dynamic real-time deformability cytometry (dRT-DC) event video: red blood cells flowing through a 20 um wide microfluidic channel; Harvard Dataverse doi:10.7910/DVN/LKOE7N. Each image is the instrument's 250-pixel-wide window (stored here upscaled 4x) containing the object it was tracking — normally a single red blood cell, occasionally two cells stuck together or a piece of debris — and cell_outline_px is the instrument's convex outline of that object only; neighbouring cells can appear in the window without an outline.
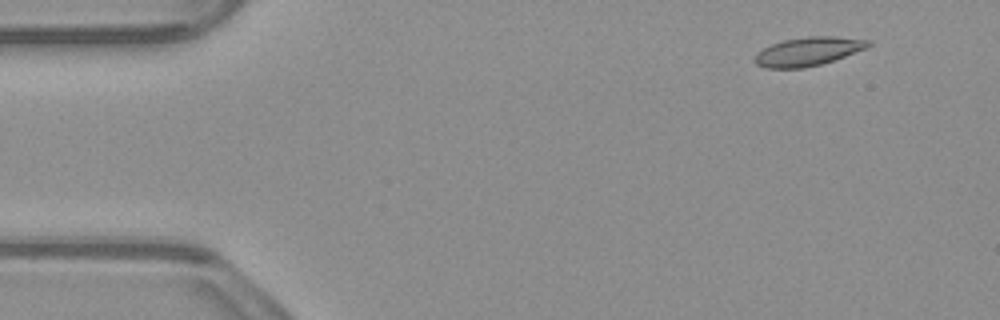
{"species": "common noctule bat (a hibernating species)", "species_latin": "Nyctalus noctula", "temperature_condition": "warm", "stored_images_in_passage": 54, "camera_frame_rate_fps": 3000, "um_per_image_px": 0.085, "animal": {"sex": "male", "body_mass_g": 23.1, "forearm_length_mm": 52.7}, "frame": {"image": 1, "passage_image": 5, "time_ms": 1.333, "image_size_px": [1000, 320], "cell_outline_px": [[872, 44], [868, 48], [820, 64], [804, 68], [764, 68], [756, 64], [752, 60], [756, 52], [772, 44], [784, 40], [808, 36], [836, 36], [872, 40]], "centroid_in_image_um": [68.68, 4.37], "position_along_channel_um": 16.3, "area_um2": 19.07}}
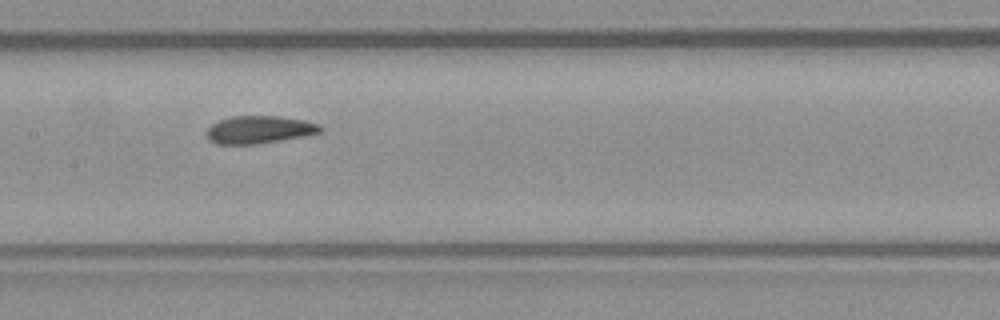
{"frame": {"image": 2, "passage_image": 26, "time_ms": 8.333, "image_size_px": [1000, 320], "cell_outline_px": [[324, 128], [320, 132], [304, 136], [256, 144], [216, 144], [208, 140], [204, 132], [212, 124], [220, 120], [232, 116], [280, 116], [304, 120], [320, 124]], "centroid_in_image_um": [22.02, 11.02], "position_along_channel_um": 185.4, "area_um2": 18.44}}
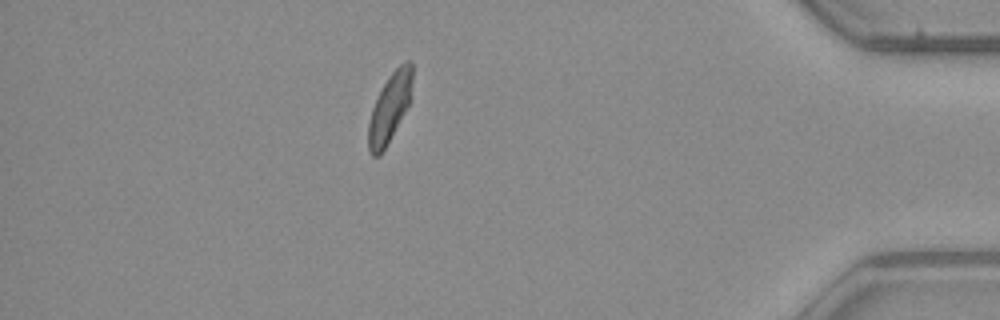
{"frame": {"image": 3, "passage_image": 47, "time_ms": 15.333, "image_size_px": [1000, 320], "cell_outline_px": [[412, 100], [380, 156], [372, 156], [368, 152], [368, 124], [372, 108], [388, 76], [400, 64], [408, 60], [412, 60]], "centroid_in_image_um": [33.14, 9.16], "position_along_channel_um": 402.1, "area_um2": 17.69}, "authors_computed_cell_mechanics": {"area_um2": 18.5538, "velocity_mm_per_s": 3.8086, "shape_relaxation_time_tau1_ms": 10.2004, "shape_relaxation_time_tau2_ms": 2.171, "deformation_change_tau1": 0.2352, "deformation_change_tau2": 0.09}}